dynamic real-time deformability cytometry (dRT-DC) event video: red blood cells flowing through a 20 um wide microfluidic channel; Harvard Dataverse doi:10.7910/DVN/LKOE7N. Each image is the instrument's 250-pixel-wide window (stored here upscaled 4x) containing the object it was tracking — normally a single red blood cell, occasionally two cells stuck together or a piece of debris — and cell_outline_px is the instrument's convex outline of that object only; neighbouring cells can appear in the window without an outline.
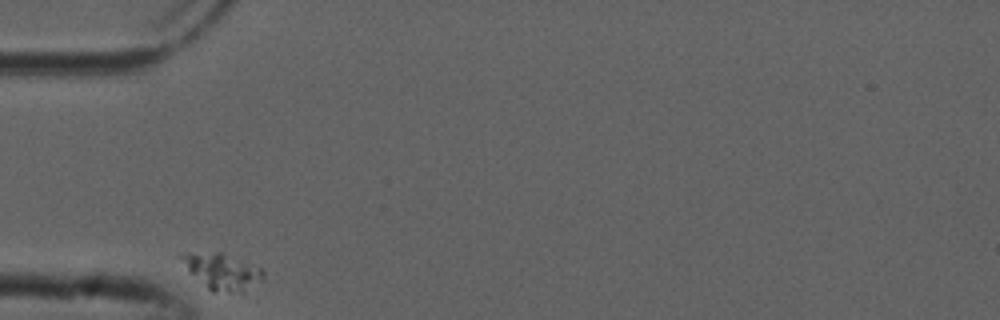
{"species": "common noctule bat (a hibernating species)", "species_latin": "Nyctalus noctula", "temperature_condition": "cold", "stored_images_in_passage": 31, "camera_frame_rate_fps": 3000, "um_per_image_px": 0.085, "animal": {"sex": "male", "forearm_length_mm": 52.5}, "frame": {"image": 1, "passage_image": 1, "time_ms": 0.0, "image_size_px": [1000, 320], "cell_outline_px": [[264, 280], [244, 292], [212, 292], [188, 272], [176, 256], [188, 252], [224, 252], [260, 268], [264, 272]], "centroid_in_image_um": [18.84, 23.07], "position_along_channel_um": 66.2, "area_um2": 17.63}}
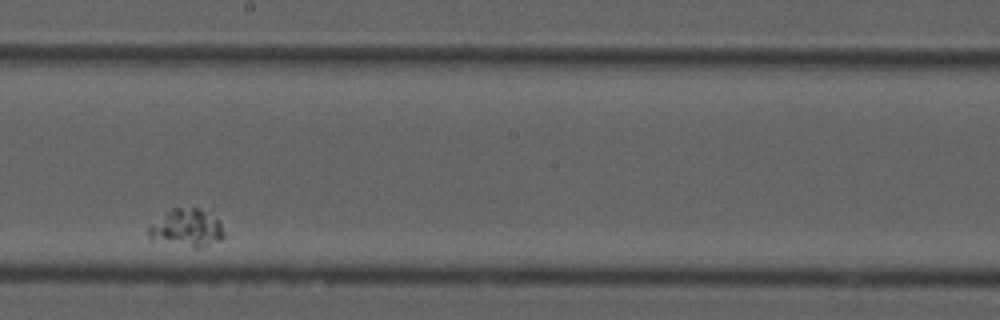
{"frame": {"image": 2, "passage_image": 18, "time_ms": 5.667, "image_size_px": [1000, 320], "cell_outline_px": [[224, 236], [220, 240], [204, 248], [192, 248], [152, 240], [148, 236], [148, 228], [172, 208], [212, 208], [224, 232]], "centroid_in_image_um": [15.95, 19.37], "position_along_channel_um": 232.3, "area_um2": 16.99}}
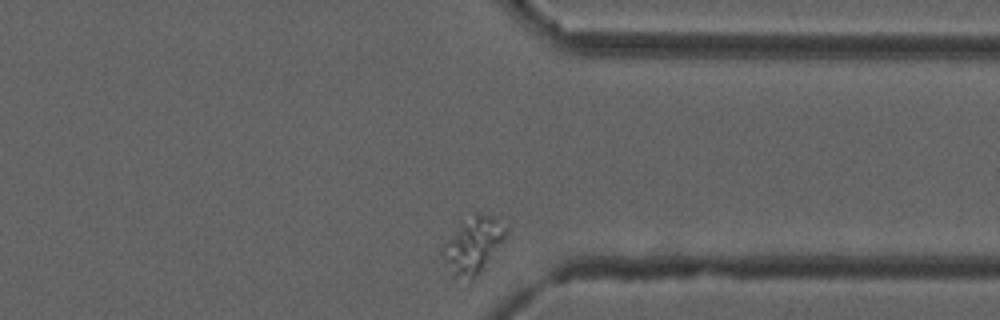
{"frame": {"image": 3, "passage_image": 31, "time_ms": 10.0, "image_size_px": [1000, 320], "cell_outline_px": [[508, 232], [504, 240], [476, 280], [472, 284], [468, 284], [452, 280], [440, 252], [440, 248], [460, 224], [476, 212], [480, 212], [492, 216], [508, 228]], "centroid_in_image_um": [40.17, 20.98], "position_along_channel_um": 371.2, "area_um2": 21.79}}